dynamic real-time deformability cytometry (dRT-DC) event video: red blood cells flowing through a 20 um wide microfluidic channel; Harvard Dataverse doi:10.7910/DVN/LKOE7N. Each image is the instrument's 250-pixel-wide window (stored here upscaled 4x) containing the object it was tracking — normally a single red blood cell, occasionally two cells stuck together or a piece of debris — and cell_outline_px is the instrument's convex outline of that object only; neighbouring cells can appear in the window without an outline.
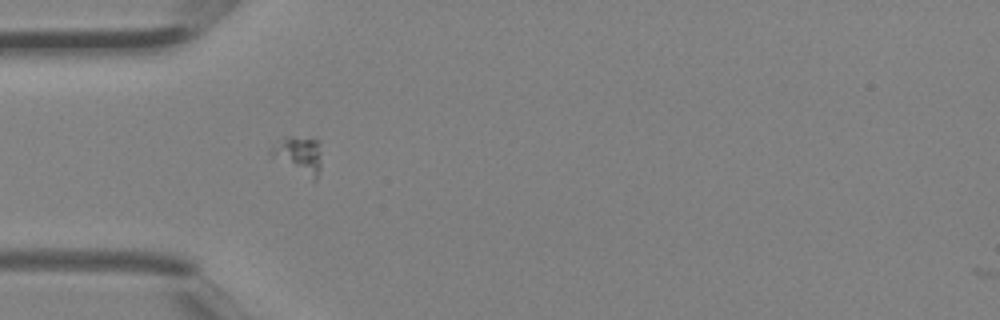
{"species": "Egyptian fruit bat (a non-hibernating species)", "species_latin": "Rousettus aegyptiacus", "temperature_condition": "room temperature", "stored_images_in_passage": 2, "camera_frame_rate_fps": 3000, "um_per_image_px": 0.085, "animal": {"sex": "female"}, "frame": {"image": 1, "passage_image": 2, "time_ms": 0.333, "image_size_px": [1000, 320], "cell_outline_px": [[320, 168], [316, 180], [312, 180], [268, 160], [268, 148], [272, 144], [284, 136], [316, 136], [320, 144]], "centroid_in_image_um": [25.28, 13.17], "position_along_channel_um": 59.7, "area_um2": 12.43}}